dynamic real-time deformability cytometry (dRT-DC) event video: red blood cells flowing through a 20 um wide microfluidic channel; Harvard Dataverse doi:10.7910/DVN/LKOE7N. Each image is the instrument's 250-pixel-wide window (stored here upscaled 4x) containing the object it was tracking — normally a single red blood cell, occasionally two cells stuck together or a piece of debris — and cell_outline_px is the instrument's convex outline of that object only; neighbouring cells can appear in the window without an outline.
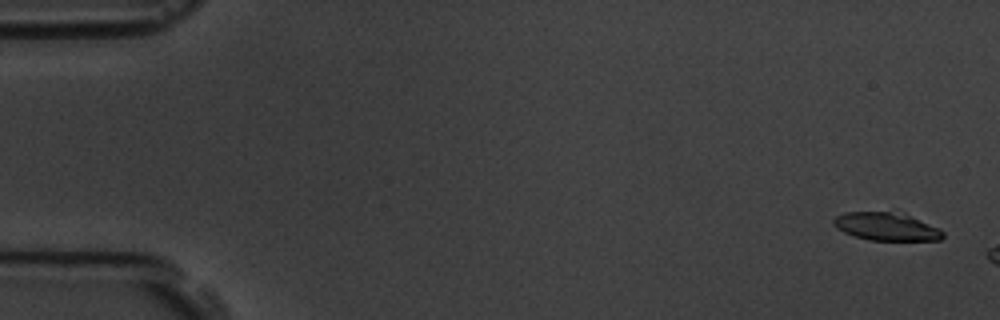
{"species": "common noctule bat (a hibernating species)", "species_latin": "Nyctalus noctula", "temperature_condition": "room temperature", "stored_images_in_passage": 3, "camera_frame_rate_fps": 3000, "um_per_image_px": 0.085, "animal": {"sex": "male", "body_mass_g": 19.5, "forearm_length_mm": 54.6}, "frame": {"image": 1, "passage_image": 1, "time_ms": 0.0, "image_size_px": [1000, 320], "cell_outline_px": [[944, 236], [940, 240], [868, 240], [844, 232], [836, 228], [832, 224], [832, 220], [836, 216], [844, 212], [896, 208], [940, 228], [944, 232]], "centroid_in_image_um": [75.35, 19.18], "position_along_channel_um": 9.6, "area_um2": 18.96}}